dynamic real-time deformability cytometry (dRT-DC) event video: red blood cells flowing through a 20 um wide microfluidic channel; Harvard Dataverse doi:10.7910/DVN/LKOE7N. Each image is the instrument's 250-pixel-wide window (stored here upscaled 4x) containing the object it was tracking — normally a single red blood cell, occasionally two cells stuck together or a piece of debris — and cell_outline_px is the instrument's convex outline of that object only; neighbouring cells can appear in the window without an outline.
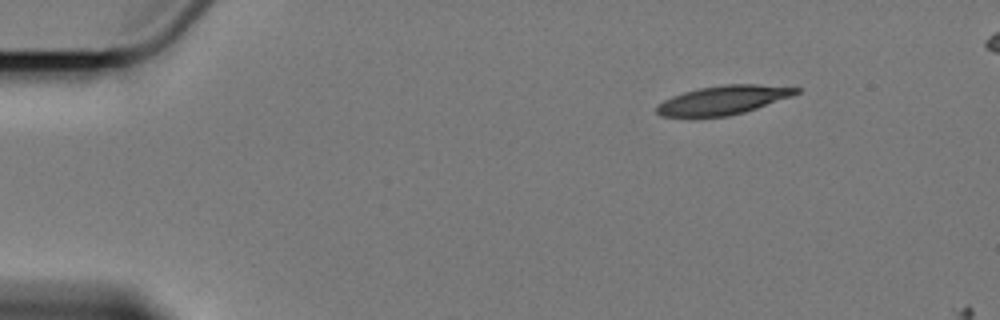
{"species": "Egyptian fruit bat (a non-hibernating species)", "species_latin": "Rousettus aegyptiacus", "temperature_condition": "cold", "stored_images_in_passage": 2, "camera_frame_rate_fps": 3000, "um_per_image_px": 0.085, "animal": {"sex": "female"}, "frame": {"image": 1, "passage_image": 1, "time_ms": 0.0, "image_size_px": [1000, 320], "cell_outline_px": [[800, 92], [792, 96], [744, 112], [728, 116], [660, 116], [656, 112], [656, 104], [672, 96], [684, 92], [700, 88], [724, 84], [756, 84], [800, 88]], "centroid_in_image_um": [61.46, 8.5], "position_along_channel_um": 23.5, "area_um2": 23.18}}